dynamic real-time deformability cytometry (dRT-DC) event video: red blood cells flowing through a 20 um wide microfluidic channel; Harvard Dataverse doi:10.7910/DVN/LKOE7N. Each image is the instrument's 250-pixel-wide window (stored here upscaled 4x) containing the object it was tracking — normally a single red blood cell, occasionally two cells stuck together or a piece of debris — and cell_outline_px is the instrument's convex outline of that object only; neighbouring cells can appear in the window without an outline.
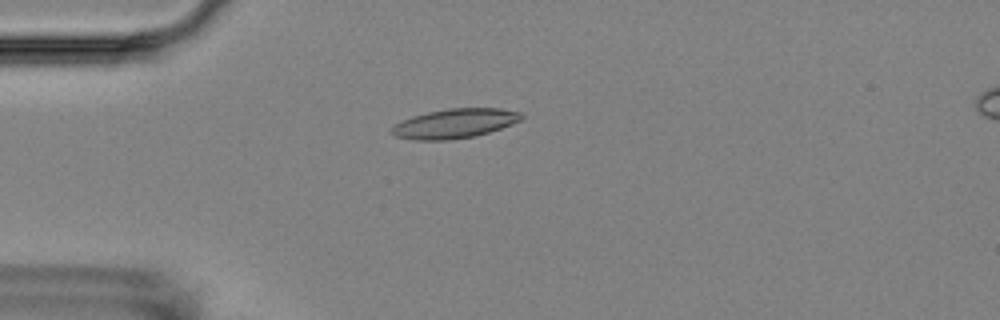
{"species": "Egyptian fruit bat (a non-hibernating species)", "species_latin": "Rousettus aegyptiacus", "temperature_condition": "room temperature", "stored_images_in_passage": 3, "camera_frame_rate_fps": 3000, "um_per_image_px": 0.085, "animal": {"sex": "female"}, "frame": {"image": 1, "passage_image": 2, "time_ms": 1.667, "image_size_px": [1000, 320], "cell_outline_px": [[524, 116], [520, 120], [512, 124], [476, 136], [448, 140], [412, 140], [396, 136], [392, 132], [392, 128], [396, 124], [412, 116], [428, 112], [448, 108], [500, 108], [520, 112]], "centroid_in_image_um": [38.67, 10.49], "position_along_channel_um": 46.3, "area_um2": 22.08}}